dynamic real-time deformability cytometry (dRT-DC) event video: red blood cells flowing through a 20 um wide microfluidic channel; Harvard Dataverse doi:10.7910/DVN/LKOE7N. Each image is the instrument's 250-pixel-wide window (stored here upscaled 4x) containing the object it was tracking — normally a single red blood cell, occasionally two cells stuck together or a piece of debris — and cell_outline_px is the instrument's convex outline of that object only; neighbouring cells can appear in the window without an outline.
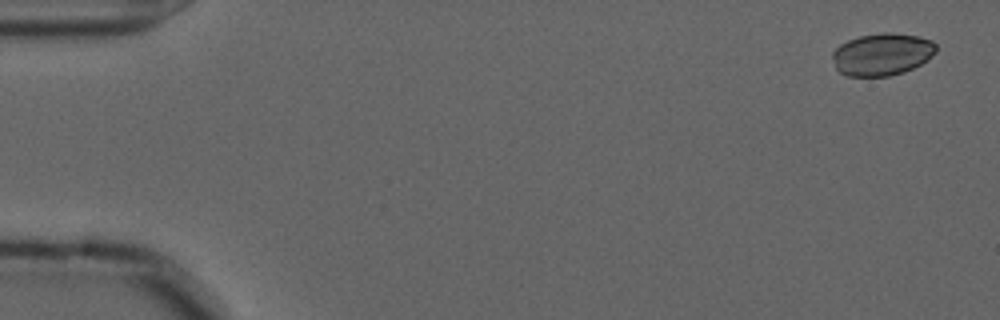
{"species": "common noctule bat (a hibernating species)", "species_latin": "Nyctalus noctula", "temperature_condition": "cold", "stored_images_in_passage": 57, "camera_frame_rate_fps": 3000, "um_per_image_px": 0.085, "animal": {"sex": "male", "forearm_length_mm": 52.5}, "frame": {"image": 1, "passage_image": 3, "time_ms": 0.667, "image_size_px": [1000, 320], "cell_outline_px": [[936, 52], [928, 60], [904, 72], [888, 76], [848, 76], [840, 72], [836, 68], [832, 56], [832, 52], [840, 44], [848, 40], [860, 36], [880, 32], [892, 32], [916, 36], [932, 40], [936, 44]], "centroid_in_image_um": [74.98, 4.61], "position_along_channel_um": 10.0, "area_um2": 25.61}}
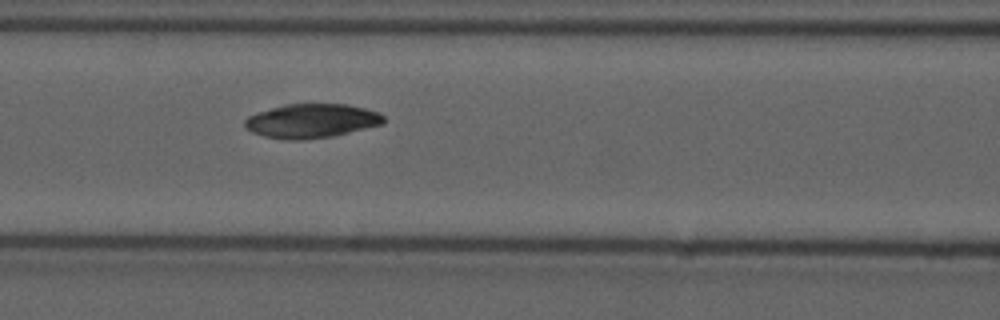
{"frame": {"image": 2, "passage_image": 25, "time_ms": 8.0, "image_size_px": [1000, 320], "cell_outline_px": [[384, 124], [332, 136], [300, 140], [284, 140], [264, 136], [252, 132], [244, 124], [244, 120], [248, 116], [272, 108], [288, 104], [348, 104], [380, 112], [384, 116]], "centroid_in_image_um": [26.51, 10.28], "position_along_channel_um": 140.1, "area_um2": 27.46}}
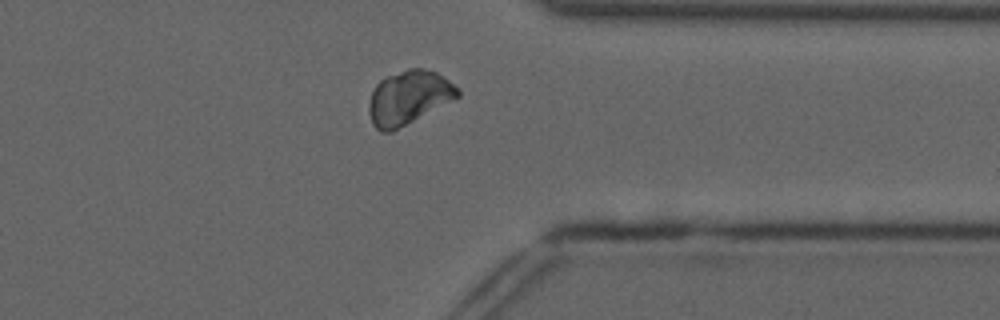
{"frame": {"image": 3, "passage_image": 45, "time_ms": 14.667, "image_size_px": [1000, 320], "cell_outline_px": [[460, 96], [392, 132], [380, 132], [372, 124], [368, 112], [368, 104], [372, 92], [376, 84], [380, 80], [388, 76], [408, 68], [420, 68], [436, 72], [448, 80], [460, 92]], "centroid_in_image_um": [34.69, 8.31], "position_along_channel_um": 376.7, "area_um2": 27.57}}